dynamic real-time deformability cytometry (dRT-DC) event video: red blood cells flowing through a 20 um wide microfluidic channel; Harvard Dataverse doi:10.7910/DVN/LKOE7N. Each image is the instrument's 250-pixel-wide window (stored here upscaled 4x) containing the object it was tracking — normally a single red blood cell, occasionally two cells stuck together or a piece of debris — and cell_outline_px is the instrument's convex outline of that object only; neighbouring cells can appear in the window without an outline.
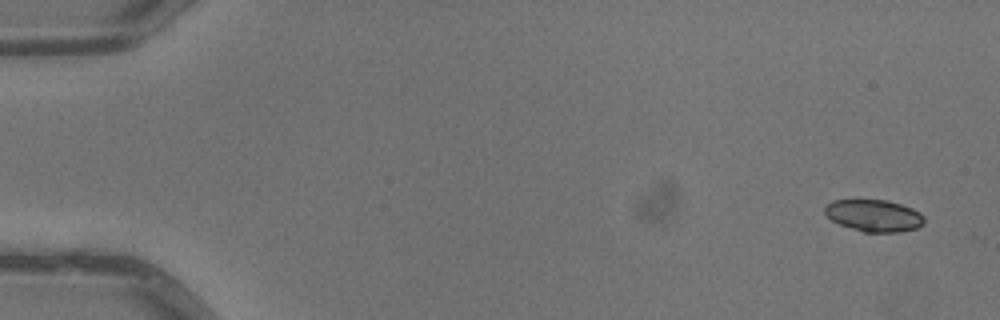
{"species": "common noctule bat (a hibernating species)", "species_latin": "Nyctalus noctula", "temperature_condition": "warm", "stored_images_in_passage": 2, "camera_frame_rate_fps": 3000, "um_per_image_px": 0.085, "animal": {"sex": "male", "body_mass_g": 13.3}, "frame": {"image": 1, "passage_image": 1, "time_ms": 0.0, "image_size_px": [1000, 320], "cell_outline_px": [[924, 224], [916, 228], [900, 232], [864, 232], [840, 224], [832, 220], [824, 212], [824, 208], [832, 200], [888, 200], [912, 208], [920, 212], [924, 216]], "centroid_in_image_um": [74.31, 18.32], "position_along_channel_um": 10.7, "area_um2": 18.44}}